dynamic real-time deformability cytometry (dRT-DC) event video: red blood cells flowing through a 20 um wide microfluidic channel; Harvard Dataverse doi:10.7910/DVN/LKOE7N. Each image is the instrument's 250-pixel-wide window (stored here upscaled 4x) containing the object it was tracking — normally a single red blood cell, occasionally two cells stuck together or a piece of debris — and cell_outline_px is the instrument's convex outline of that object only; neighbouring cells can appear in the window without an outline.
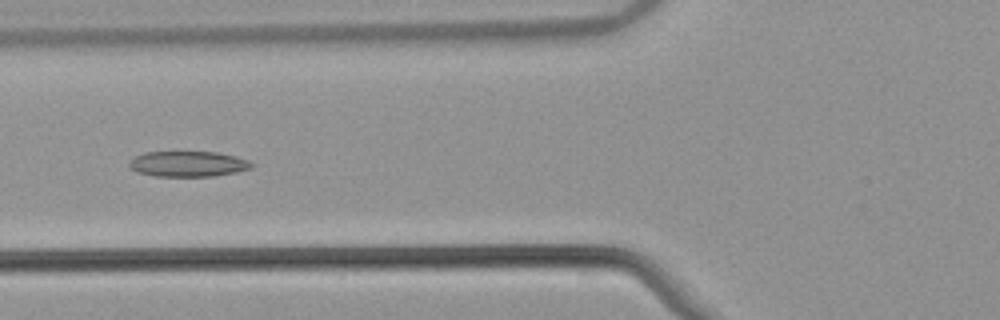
{"species": "common noctule bat (a hibernating species)", "species_latin": "Nyctalus noctula", "temperature_condition": "warm", "stored_images_in_passage": 38, "camera_frame_rate_fps": 3000, "um_per_image_px": 0.085, "animal": {"sex": "male", "body_mass_g": 21.5, "forearm_length_mm": 52.0}, "frame": {"image": 1, "passage_image": 6, "time_ms": 1.667, "image_size_px": [1000, 320], "cell_outline_px": [[256, 164], [252, 168], [236, 172], [216, 176], [156, 176], [136, 172], [128, 168], [128, 164], [136, 156], [144, 152], [216, 152], [236, 156], [248, 160]], "centroid_in_image_um": [16.0, 13.94], "position_along_channel_um": 109.8, "area_um2": 18.32}}
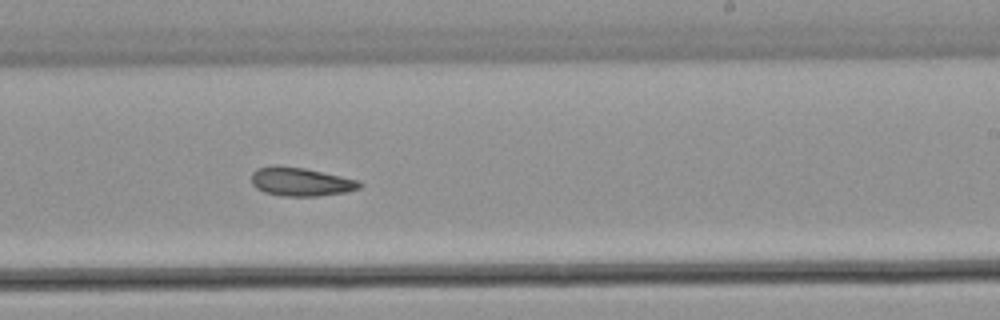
{"frame": {"image": 2, "passage_image": 18, "time_ms": 5.667, "image_size_px": [1000, 320], "cell_outline_px": [[364, 184], [360, 188], [348, 192], [316, 196], [284, 196], [264, 192], [256, 188], [252, 184], [252, 172], [256, 168], [272, 164], [276, 164], [304, 168], [360, 180]], "centroid_in_image_um": [25.57, 15.43], "position_along_channel_um": 263.4, "area_um2": 18.32}}
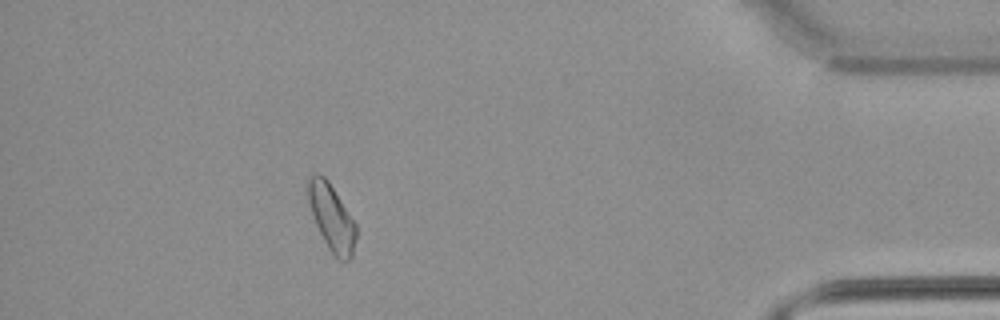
{"frame": {"image": 3, "passage_image": 33, "time_ms": 10.667, "image_size_px": [1000, 320], "cell_outline_px": [[356, 236], [352, 260], [340, 260], [328, 248], [316, 224], [308, 200], [308, 180], [316, 172], [324, 176], [328, 180], [356, 224]], "centroid_in_image_um": [28.21, 18.5], "position_along_channel_um": 407.0, "area_um2": 18.21}, "authors_computed_cell_mechanics": {"area_um2": 18.0914, "velocity_mm_per_s": 3.8479, "shape_relaxation_time_tau1_ms": null, "shape_relaxation_time_tau2_ms": 5.2002, "deformation_change_tau1": null, "deformation_change_tau2": 0.1285}}